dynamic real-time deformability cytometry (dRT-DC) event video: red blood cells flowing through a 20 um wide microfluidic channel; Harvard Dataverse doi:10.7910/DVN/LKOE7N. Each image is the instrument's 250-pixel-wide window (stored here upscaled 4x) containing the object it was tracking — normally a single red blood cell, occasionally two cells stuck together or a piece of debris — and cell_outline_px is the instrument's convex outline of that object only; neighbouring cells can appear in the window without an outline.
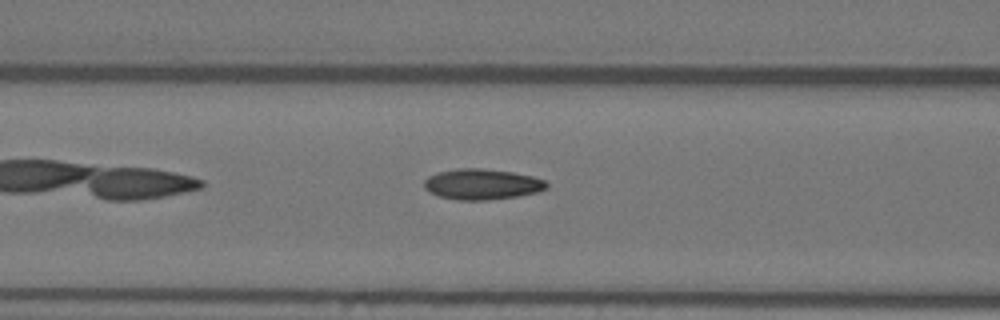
{"species": "Egyptian fruit bat (a non-hibernating species)", "species_latin": "Rousettus aegyptiacus", "temperature_condition": "warm", "stored_images_in_passage": 41, "camera_frame_rate_fps": 3000, "um_per_image_px": 0.085, "animal": {"sex": "female"}, "frame": {"image": 1, "passage_image": 8, "time_ms": 2.333, "image_size_px": [1000, 320], "cell_outline_px": [[548, 188], [536, 192], [516, 196], [488, 200], [460, 200], [440, 196], [424, 188], [424, 180], [428, 176], [440, 172], [456, 168], [480, 168], [512, 172], [532, 176], [544, 180], [548, 184]], "centroid_in_image_um": [40.98, 15.65], "position_along_channel_um": 125.6, "area_um2": 21.68}}
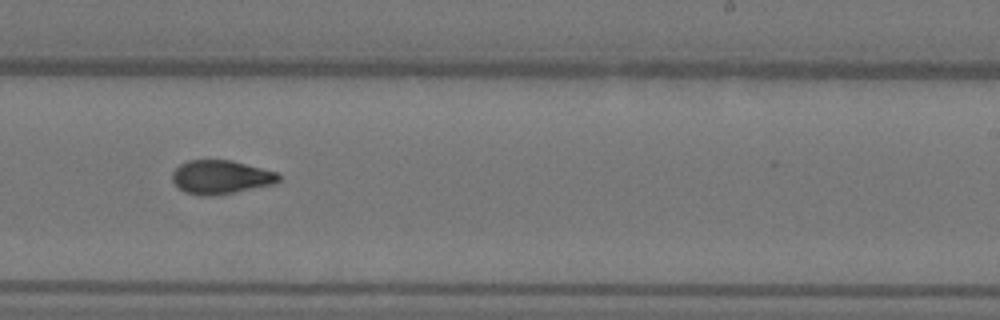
{"frame": {"image": 2, "passage_image": 20, "time_ms": 6.333, "image_size_px": [1000, 320], "cell_outline_px": [[280, 180], [272, 184], [212, 196], [200, 196], [184, 192], [172, 180], [172, 172], [180, 164], [188, 160], [232, 160], [276, 172], [280, 176]], "centroid_in_image_um": [18.73, 15.05], "position_along_channel_um": 270.3, "area_um2": 20.69}}
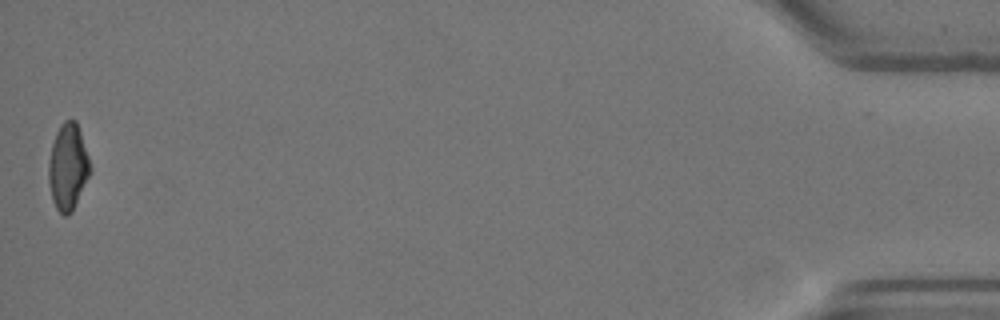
{"frame": {"image": 3, "passage_image": 41, "time_ms": 13.333, "image_size_px": [1000, 320], "cell_outline_px": [[92, 172], [72, 212], [68, 216], [64, 216], [56, 208], [52, 200], [48, 180], [48, 164], [52, 144], [56, 132], [60, 124], [64, 120], [76, 120], [92, 168]], "centroid_in_image_um": [5.78, 14.21], "position_along_channel_um": 429.4, "area_um2": 21.1}, "authors_computed_cell_mechanics": {"area_um2": 21.097, "velocity_mm_per_s": 3.6292, "shape_relaxation_time_tau1_ms": 7.937, "shape_relaxation_time_tau2_ms": 2.152, "deformation_change_tau1": 0.211, "deformation_change_tau2": 0.0777}}